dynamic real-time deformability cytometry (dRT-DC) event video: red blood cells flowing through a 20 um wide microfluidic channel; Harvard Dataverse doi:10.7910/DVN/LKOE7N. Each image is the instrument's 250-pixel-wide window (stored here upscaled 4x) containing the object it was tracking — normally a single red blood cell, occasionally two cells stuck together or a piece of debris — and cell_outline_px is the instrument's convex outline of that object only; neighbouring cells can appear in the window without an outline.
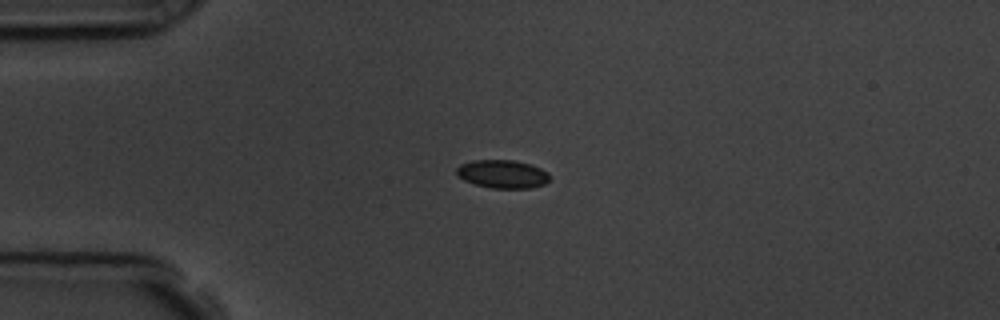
{"species": "common noctule bat (a hibernating species)", "species_latin": "Nyctalus noctula", "temperature_condition": "room temperature", "stored_images_in_passage": 44, "camera_frame_rate_fps": 3000, "um_per_image_px": 0.085, "animal": {"sex": "male", "body_mass_g": 19.5, "forearm_length_mm": 54.6}, "frame": {"image": 1, "passage_image": 1, "time_ms": 0.0, "image_size_px": [1000, 320], "cell_outline_px": [[548, 180], [544, 184], [532, 188], [492, 188], [476, 184], [464, 180], [456, 172], [456, 168], [460, 164], [472, 160], [512, 160], [528, 164], [540, 168], [548, 172]], "centroid_in_image_um": [42.7, 14.79], "position_along_channel_um": 42.3, "area_um2": 15.14}}
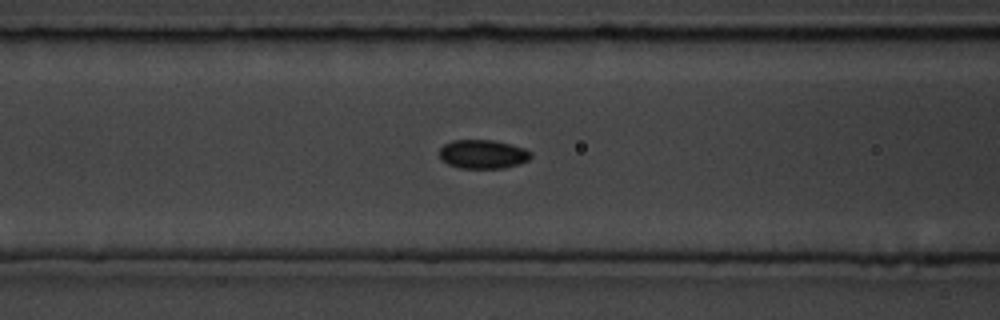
{"frame": {"image": 2, "passage_image": 10, "time_ms": 3.0, "image_size_px": [1000, 320], "cell_outline_px": [[532, 156], [528, 160], [520, 164], [504, 168], [460, 168], [448, 164], [440, 156], [440, 148], [444, 144], [452, 140], [492, 140], [524, 148], [532, 152]], "centroid_in_image_um": [41.06, 13.11], "position_along_channel_um": 125.5, "area_um2": 15.32}}
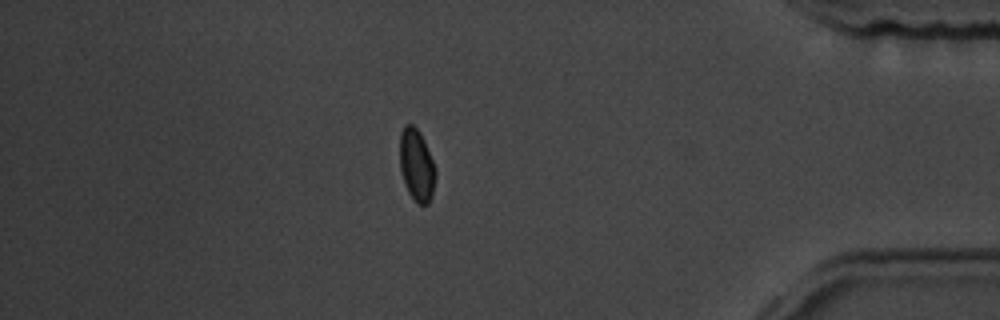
{"frame": {"image": 3, "passage_image": 36, "time_ms": 11.667, "image_size_px": [1000, 320], "cell_outline_px": [[436, 176], [432, 196], [428, 204], [416, 204], [408, 192], [404, 184], [400, 168], [400, 132], [404, 124], [412, 124], [420, 132], [424, 140], [436, 168]], "centroid_in_image_um": [35.41, 14.05], "position_along_channel_um": 399.8, "area_um2": 15.26}, "authors_computed_cell_mechanics": {"area_um2": 15.1436, "velocity_mm_per_s": 3.5996, "shape_relaxation_time_tau1_ms": 5.0541, "shape_relaxation_time_tau2_ms": null, "deformation_change_tau1": 0.0835, "deformation_change_tau2": null}}